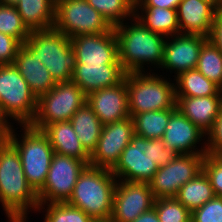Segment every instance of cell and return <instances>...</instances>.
<instances>
[{
    "label": "cell",
    "instance_id": "12",
    "mask_svg": "<svg viewBox=\"0 0 222 222\" xmlns=\"http://www.w3.org/2000/svg\"><path fill=\"white\" fill-rule=\"evenodd\" d=\"M87 165L82 160L54 153L45 184L37 193L39 204L66 203Z\"/></svg>",
    "mask_w": 222,
    "mask_h": 222
},
{
    "label": "cell",
    "instance_id": "32",
    "mask_svg": "<svg viewBox=\"0 0 222 222\" xmlns=\"http://www.w3.org/2000/svg\"><path fill=\"white\" fill-rule=\"evenodd\" d=\"M112 26L131 20L134 9L126 0H86Z\"/></svg>",
    "mask_w": 222,
    "mask_h": 222
},
{
    "label": "cell",
    "instance_id": "45",
    "mask_svg": "<svg viewBox=\"0 0 222 222\" xmlns=\"http://www.w3.org/2000/svg\"><path fill=\"white\" fill-rule=\"evenodd\" d=\"M215 6H216L219 10H222V0H215Z\"/></svg>",
    "mask_w": 222,
    "mask_h": 222
},
{
    "label": "cell",
    "instance_id": "6",
    "mask_svg": "<svg viewBox=\"0 0 222 222\" xmlns=\"http://www.w3.org/2000/svg\"><path fill=\"white\" fill-rule=\"evenodd\" d=\"M154 72L126 73L130 117L148 111L177 109L174 80Z\"/></svg>",
    "mask_w": 222,
    "mask_h": 222
},
{
    "label": "cell",
    "instance_id": "16",
    "mask_svg": "<svg viewBox=\"0 0 222 222\" xmlns=\"http://www.w3.org/2000/svg\"><path fill=\"white\" fill-rule=\"evenodd\" d=\"M76 64H120L118 41L112 27L101 34L79 35L70 38Z\"/></svg>",
    "mask_w": 222,
    "mask_h": 222
},
{
    "label": "cell",
    "instance_id": "22",
    "mask_svg": "<svg viewBox=\"0 0 222 222\" xmlns=\"http://www.w3.org/2000/svg\"><path fill=\"white\" fill-rule=\"evenodd\" d=\"M175 97L177 109L206 134L222 108V95Z\"/></svg>",
    "mask_w": 222,
    "mask_h": 222
},
{
    "label": "cell",
    "instance_id": "20",
    "mask_svg": "<svg viewBox=\"0 0 222 222\" xmlns=\"http://www.w3.org/2000/svg\"><path fill=\"white\" fill-rule=\"evenodd\" d=\"M219 9L206 0H181L177 7L180 33L209 37Z\"/></svg>",
    "mask_w": 222,
    "mask_h": 222
},
{
    "label": "cell",
    "instance_id": "33",
    "mask_svg": "<svg viewBox=\"0 0 222 222\" xmlns=\"http://www.w3.org/2000/svg\"><path fill=\"white\" fill-rule=\"evenodd\" d=\"M0 32L18 39L22 44L31 34L16 6L4 4H0Z\"/></svg>",
    "mask_w": 222,
    "mask_h": 222
},
{
    "label": "cell",
    "instance_id": "40",
    "mask_svg": "<svg viewBox=\"0 0 222 222\" xmlns=\"http://www.w3.org/2000/svg\"><path fill=\"white\" fill-rule=\"evenodd\" d=\"M181 0H143L141 7L177 9Z\"/></svg>",
    "mask_w": 222,
    "mask_h": 222
},
{
    "label": "cell",
    "instance_id": "28",
    "mask_svg": "<svg viewBox=\"0 0 222 222\" xmlns=\"http://www.w3.org/2000/svg\"><path fill=\"white\" fill-rule=\"evenodd\" d=\"M215 192L204 171L185 183L175 197L190 212L214 198Z\"/></svg>",
    "mask_w": 222,
    "mask_h": 222
},
{
    "label": "cell",
    "instance_id": "41",
    "mask_svg": "<svg viewBox=\"0 0 222 222\" xmlns=\"http://www.w3.org/2000/svg\"><path fill=\"white\" fill-rule=\"evenodd\" d=\"M133 222H160L154 207L138 216Z\"/></svg>",
    "mask_w": 222,
    "mask_h": 222
},
{
    "label": "cell",
    "instance_id": "19",
    "mask_svg": "<svg viewBox=\"0 0 222 222\" xmlns=\"http://www.w3.org/2000/svg\"><path fill=\"white\" fill-rule=\"evenodd\" d=\"M125 75L121 64H76L71 81L88 95L116 86L125 79Z\"/></svg>",
    "mask_w": 222,
    "mask_h": 222
},
{
    "label": "cell",
    "instance_id": "5",
    "mask_svg": "<svg viewBox=\"0 0 222 222\" xmlns=\"http://www.w3.org/2000/svg\"><path fill=\"white\" fill-rule=\"evenodd\" d=\"M18 128L9 126L6 139L18 151L26 180L37 194L45 184L55 152L48 137L41 130L30 125H20L21 129L17 131Z\"/></svg>",
    "mask_w": 222,
    "mask_h": 222
},
{
    "label": "cell",
    "instance_id": "25",
    "mask_svg": "<svg viewBox=\"0 0 222 222\" xmlns=\"http://www.w3.org/2000/svg\"><path fill=\"white\" fill-rule=\"evenodd\" d=\"M15 6L23 22L31 31L54 27L55 0H20Z\"/></svg>",
    "mask_w": 222,
    "mask_h": 222
},
{
    "label": "cell",
    "instance_id": "14",
    "mask_svg": "<svg viewBox=\"0 0 222 222\" xmlns=\"http://www.w3.org/2000/svg\"><path fill=\"white\" fill-rule=\"evenodd\" d=\"M154 196L148 183L118 180L111 219L113 222H133L154 205Z\"/></svg>",
    "mask_w": 222,
    "mask_h": 222
},
{
    "label": "cell",
    "instance_id": "17",
    "mask_svg": "<svg viewBox=\"0 0 222 222\" xmlns=\"http://www.w3.org/2000/svg\"><path fill=\"white\" fill-rule=\"evenodd\" d=\"M205 138L206 134L176 109L170 115L162 141L177 154H207Z\"/></svg>",
    "mask_w": 222,
    "mask_h": 222
},
{
    "label": "cell",
    "instance_id": "11",
    "mask_svg": "<svg viewBox=\"0 0 222 222\" xmlns=\"http://www.w3.org/2000/svg\"><path fill=\"white\" fill-rule=\"evenodd\" d=\"M206 154H178L161 166L148 183L154 199L175 198L179 189L203 171Z\"/></svg>",
    "mask_w": 222,
    "mask_h": 222
},
{
    "label": "cell",
    "instance_id": "4",
    "mask_svg": "<svg viewBox=\"0 0 222 222\" xmlns=\"http://www.w3.org/2000/svg\"><path fill=\"white\" fill-rule=\"evenodd\" d=\"M117 181L111 170L87 165L66 203L81 209L93 220L108 219L112 214Z\"/></svg>",
    "mask_w": 222,
    "mask_h": 222
},
{
    "label": "cell",
    "instance_id": "30",
    "mask_svg": "<svg viewBox=\"0 0 222 222\" xmlns=\"http://www.w3.org/2000/svg\"><path fill=\"white\" fill-rule=\"evenodd\" d=\"M196 69L222 89V54L209 39L200 50Z\"/></svg>",
    "mask_w": 222,
    "mask_h": 222
},
{
    "label": "cell",
    "instance_id": "46",
    "mask_svg": "<svg viewBox=\"0 0 222 222\" xmlns=\"http://www.w3.org/2000/svg\"><path fill=\"white\" fill-rule=\"evenodd\" d=\"M92 222H113V220L111 218H108V219H96V220H93Z\"/></svg>",
    "mask_w": 222,
    "mask_h": 222
},
{
    "label": "cell",
    "instance_id": "15",
    "mask_svg": "<svg viewBox=\"0 0 222 222\" xmlns=\"http://www.w3.org/2000/svg\"><path fill=\"white\" fill-rule=\"evenodd\" d=\"M207 37L197 34H176L169 36L164 45V58L161 71L177 77L180 73L196 69L199 53ZM165 69V70H164Z\"/></svg>",
    "mask_w": 222,
    "mask_h": 222
},
{
    "label": "cell",
    "instance_id": "7",
    "mask_svg": "<svg viewBox=\"0 0 222 222\" xmlns=\"http://www.w3.org/2000/svg\"><path fill=\"white\" fill-rule=\"evenodd\" d=\"M24 44L37 54L56 83L71 81L77 62L69 37L54 27L33 30Z\"/></svg>",
    "mask_w": 222,
    "mask_h": 222
},
{
    "label": "cell",
    "instance_id": "44",
    "mask_svg": "<svg viewBox=\"0 0 222 222\" xmlns=\"http://www.w3.org/2000/svg\"><path fill=\"white\" fill-rule=\"evenodd\" d=\"M20 0H0V4L15 6Z\"/></svg>",
    "mask_w": 222,
    "mask_h": 222
},
{
    "label": "cell",
    "instance_id": "37",
    "mask_svg": "<svg viewBox=\"0 0 222 222\" xmlns=\"http://www.w3.org/2000/svg\"><path fill=\"white\" fill-rule=\"evenodd\" d=\"M205 139L208 155H222V108Z\"/></svg>",
    "mask_w": 222,
    "mask_h": 222
},
{
    "label": "cell",
    "instance_id": "39",
    "mask_svg": "<svg viewBox=\"0 0 222 222\" xmlns=\"http://www.w3.org/2000/svg\"><path fill=\"white\" fill-rule=\"evenodd\" d=\"M208 39L219 49L222 54V10H218Z\"/></svg>",
    "mask_w": 222,
    "mask_h": 222
},
{
    "label": "cell",
    "instance_id": "34",
    "mask_svg": "<svg viewBox=\"0 0 222 222\" xmlns=\"http://www.w3.org/2000/svg\"><path fill=\"white\" fill-rule=\"evenodd\" d=\"M153 207L160 222H191V212L176 198L155 199Z\"/></svg>",
    "mask_w": 222,
    "mask_h": 222
},
{
    "label": "cell",
    "instance_id": "3",
    "mask_svg": "<svg viewBox=\"0 0 222 222\" xmlns=\"http://www.w3.org/2000/svg\"><path fill=\"white\" fill-rule=\"evenodd\" d=\"M177 155L162 139H145L134 134L111 172L121 181L149 183L159 167L166 166Z\"/></svg>",
    "mask_w": 222,
    "mask_h": 222
},
{
    "label": "cell",
    "instance_id": "9",
    "mask_svg": "<svg viewBox=\"0 0 222 222\" xmlns=\"http://www.w3.org/2000/svg\"><path fill=\"white\" fill-rule=\"evenodd\" d=\"M85 103V93L73 81L57 82L38 98L36 115L30 126L42 131L48 124L70 121Z\"/></svg>",
    "mask_w": 222,
    "mask_h": 222
},
{
    "label": "cell",
    "instance_id": "47",
    "mask_svg": "<svg viewBox=\"0 0 222 222\" xmlns=\"http://www.w3.org/2000/svg\"><path fill=\"white\" fill-rule=\"evenodd\" d=\"M206 1H210L211 3L215 5V0H206Z\"/></svg>",
    "mask_w": 222,
    "mask_h": 222
},
{
    "label": "cell",
    "instance_id": "31",
    "mask_svg": "<svg viewBox=\"0 0 222 222\" xmlns=\"http://www.w3.org/2000/svg\"><path fill=\"white\" fill-rule=\"evenodd\" d=\"M46 207V208H45ZM43 212V222H92L84 211L68 203L39 204L37 212Z\"/></svg>",
    "mask_w": 222,
    "mask_h": 222
},
{
    "label": "cell",
    "instance_id": "1",
    "mask_svg": "<svg viewBox=\"0 0 222 222\" xmlns=\"http://www.w3.org/2000/svg\"><path fill=\"white\" fill-rule=\"evenodd\" d=\"M0 204L8 222H26L37 211V194L29 186L16 148L6 139L0 142Z\"/></svg>",
    "mask_w": 222,
    "mask_h": 222
},
{
    "label": "cell",
    "instance_id": "27",
    "mask_svg": "<svg viewBox=\"0 0 222 222\" xmlns=\"http://www.w3.org/2000/svg\"><path fill=\"white\" fill-rule=\"evenodd\" d=\"M175 96L203 97L222 95V89L197 69L180 73L174 78Z\"/></svg>",
    "mask_w": 222,
    "mask_h": 222
},
{
    "label": "cell",
    "instance_id": "18",
    "mask_svg": "<svg viewBox=\"0 0 222 222\" xmlns=\"http://www.w3.org/2000/svg\"><path fill=\"white\" fill-rule=\"evenodd\" d=\"M86 103L105 125L130 117L126 80L86 95Z\"/></svg>",
    "mask_w": 222,
    "mask_h": 222
},
{
    "label": "cell",
    "instance_id": "13",
    "mask_svg": "<svg viewBox=\"0 0 222 222\" xmlns=\"http://www.w3.org/2000/svg\"><path fill=\"white\" fill-rule=\"evenodd\" d=\"M133 135L132 117L103 125L96 148L90 155L89 165L112 170Z\"/></svg>",
    "mask_w": 222,
    "mask_h": 222
},
{
    "label": "cell",
    "instance_id": "26",
    "mask_svg": "<svg viewBox=\"0 0 222 222\" xmlns=\"http://www.w3.org/2000/svg\"><path fill=\"white\" fill-rule=\"evenodd\" d=\"M70 122L81 145L91 155L100 138L103 124L87 103L74 113Z\"/></svg>",
    "mask_w": 222,
    "mask_h": 222
},
{
    "label": "cell",
    "instance_id": "10",
    "mask_svg": "<svg viewBox=\"0 0 222 222\" xmlns=\"http://www.w3.org/2000/svg\"><path fill=\"white\" fill-rule=\"evenodd\" d=\"M54 28L72 38L105 33L112 26L86 0H57Z\"/></svg>",
    "mask_w": 222,
    "mask_h": 222
},
{
    "label": "cell",
    "instance_id": "21",
    "mask_svg": "<svg viewBox=\"0 0 222 222\" xmlns=\"http://www.w3.org/2000/svg\"><path fill=\"white\" fill-rule=\"evenodd\" d=\"M13 64L37 99L56 85L46 66L37 58V54H33L25 44L18 50Z\"/></svg>",
    "mask_w": 222,
    "mask_h": 222
},
{
    "label": "cell",
    "instance_id": "2",
    "mask_svg": "<svg viewBox=\"0 0 222 222\" xmlns=\"http://www.w3.org/2000/svg\"><path fill=\"white\" fill-rule=\"evenodd\" d=\"M128 21L113 27L118 41L120 64L126 73L152 72L153 67V71L157 72L163 62L167 37L150 31L134 17Z\"/></svg>",
    "mask_w": 222,
    "mask_h": 222
},
{
    "label": "cell",
    "instance_id": "23",
    "mask_svg": "<svg viewBox=\"0 0 222 222\" xmlns=\"http://www.w3.org/2000/svg\"><path fill=\"white\" fill-rule=\"evenodd\" d=\"M42 132L48 137L55 153L90 162V155L81 145L70 121L48 124Z\"/></svg>",
    "mask_w": 222,
    "mask_h": 222
},
{
    "label": "cell",
    "instance_id": "42",
    "mask_svg": "<svg viewBox=\"0 0 222 222\" xmlns=\"http://www.w3.org/2000/svg\"><path fill=\"white\" fill-rule=\"evenodd\" d=\"M9 130L8 123L0 115V142L6 140Z\"/></svg>",
    "mask_w": 222,
    "mask_h": 222
},
{
    "label": "cell",
    "instance_id": "24",
    "mask_svg": "<svg viewBox=\"0 0 222 222\" xmlns=\"http://www.w3.org/2000/svg\"><path fill=\"white\" fill-rule=\"evenodd\" d=\"M134 18L150 31L164 37L180 34L177 9L139 5L134 9Z\"/></svg>",
    "mask_w": 222,
    "mask_h": 222
},
{
    "label": "cell",
    "instance_id": "38",
    "mask_svg": "<svg viewBox=\"0 0 222 222\" xmlns=\"http://www.w3.org/2000/svg\"><path fill=\"white\" fill-rule=\"evenodd\" d=\"M21 46L18 39L0 32V65L13 64Z\"/></svg>",
    "mask_w": 222,
    "mask_h": 222
},
{
    "label": "cell",
    "instance_id": "35",
    "mask_svg": "<svg viewBox=\"0 0 222 222\" xmlns=\"http://www.w3.org/2000/svg\"><path fill=\"white\" fill-rule=\"evenodd\" d=\"M191 222H222V197L215 196L192 211Z\"/></svg>",
    "mask_w": 222,
    "mask_h": 222
},
{
    "label": "cell",
    "instance_id": "43",
    "mask_svg": "<svg viewBox=\"0 0 222 222\" xmlns=\"http://www.w3.org/2000/svg\"><path fill=\"white\" fill-rule=\"evenodd\" d=\"M126 1L129 3V5H130L133 9H135L137 6L141 5L142 2H143V0H126Z\"/></svg>",
    "mask_w": 222,
    "mask_h": 222
},
{
    "label": "cell",
    "instance_id": "36",
    "mask_svg": "<svg viewBox=\"0 0 222 222\" xmlns=\"http://www.w3.org/2000/svg\"><path fill=\"white\" fill-rule=\"evenodd\" d=\"M203 171L207 175L215 195L222 197V155L206 154Z\"/></svg>",
    "mask_w": 222,
    "mask_h": 222
},
{
    "label": "cell",
    "instance_id": "8",
    "mask_svg": "<svg viewBox=\"0 0 222 222\" xmlns=\"http://www.w3.org/2000/svg\"><path fill=\"white\" fill-rule=\"evenodd\" d=\"M37 100L14 64L0 65V115L9 126L30 125Z\"/></svg>",
    "mask_w": 222,
    "mask_h": 222
},
{
    "label": "cell",
    "instance_id": "29",
    "mask_svg": "<svg viewBox=\"0 0 222 222\" xmlns=\"http://www.w3.org/2000/svg\"><path fill=\"white\" fill-rule=\"evenodd\" d=\"M176 109L155 110L136 114L132 117L134 134L145 139H162L170 115Z\"/></svg>",
    "mask_w": 222,
    "mask_h": 222
}]
</instances>
